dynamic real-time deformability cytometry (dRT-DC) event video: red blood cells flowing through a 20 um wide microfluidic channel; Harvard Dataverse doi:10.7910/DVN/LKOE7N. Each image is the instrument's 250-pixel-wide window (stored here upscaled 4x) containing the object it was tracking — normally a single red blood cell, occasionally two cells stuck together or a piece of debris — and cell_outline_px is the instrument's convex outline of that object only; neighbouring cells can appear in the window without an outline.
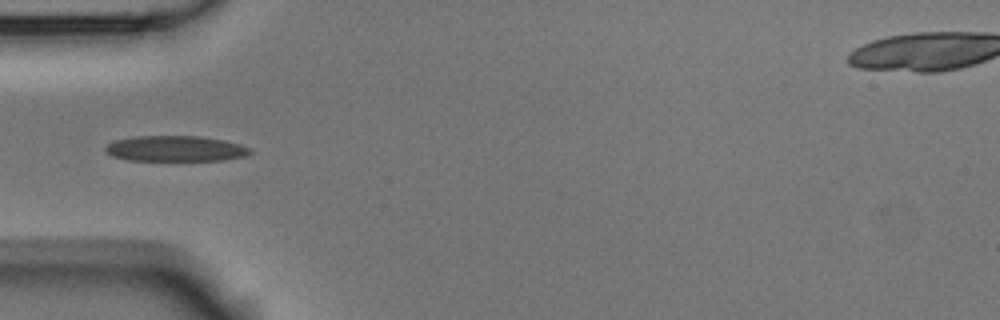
{"species": "Egyptian fruit bat (a non-hibernating species)", "species_latin": "Rousettus aegyptiacus", "temperature_condition": "room temperature", "stored_images_in_passage": 5, "camera_frame_rate_fps": 3000, "um_per_image_px": 0.085, "animal": {"sex": "male"}, "frame": {"image": 1, "passage_image": 5, "time_ms": 1.333, "image_size_px": [1000, 320], "cell_outline_px": [[252, 152], [244, 156], [224, 160], [128, 160], [112, 156], [104, 152], [104, 148], [112, 140], [132, 136], [200, 136], [224, 140], [240, 144], [252, 148]], "centroid_in_image_um": [14.88, 12.62], "position_along_channel_um": 70.1, "area_um2": 21.79}}